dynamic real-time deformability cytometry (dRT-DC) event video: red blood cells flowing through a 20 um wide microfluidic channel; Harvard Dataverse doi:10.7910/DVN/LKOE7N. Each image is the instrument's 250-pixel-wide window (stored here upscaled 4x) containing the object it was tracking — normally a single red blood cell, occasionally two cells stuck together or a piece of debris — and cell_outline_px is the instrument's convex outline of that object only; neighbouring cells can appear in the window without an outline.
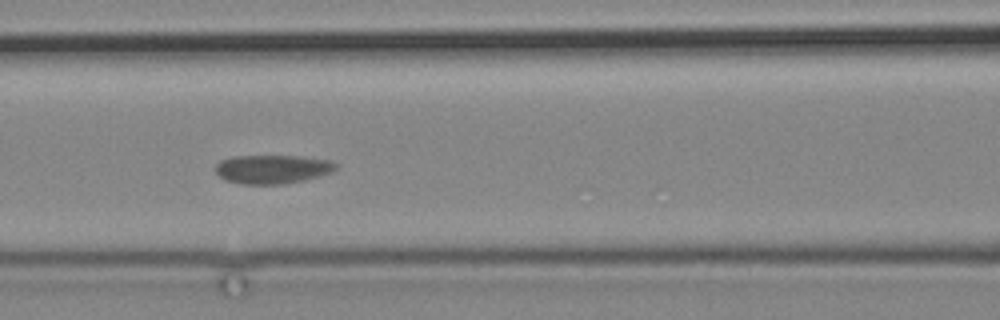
{"species": "common noctule bat (a hibernating species)", "species_latin": "Nyctalus noctula", "temperature_condition": "cold", "stored_images_in_passage": 5, "camera_frame_rate_fps": 3000, "um_per_image_px": 0.085, "animal": {"sex": "male", "body_mass_g": 19.2, "forearm_length_mm": 51.8}, "frame": {"image": 1, "passage_image": 3, "time_ms": 2.667, "image_size_px": [1000, 320], "cell_outline_px": [[336, 168], [332, 172], [304, 180], [284, 184], [240, 184], [224, 180], [216, 172], [216, 164], [220, 160], [232, 156], [300, 156], [328, 160], [336, 164]], "centroid_in_image_um": [23.11, 14.38], "position_along_channel_um": 143.5, "area_um2": 20.17}}
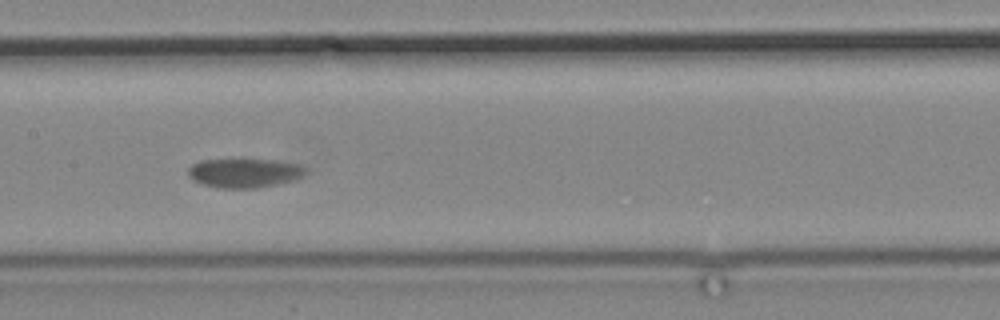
{"frame": {"image": 2, "passage_image": 4, "time_ms": 4.0, "image_size_px": [1000, 320], "cell_outline_px": [[308, 168], [296, 180], [256, 188], [216, 188], [192, 180], [188, 176], [188, 168], [192, 164], [200, 160], [276, 160], [300, 164]], "centroid_in_image_um": [20.76, 14.7], "position_along_channel_um": 186.6, "area_um2": 19.94}}
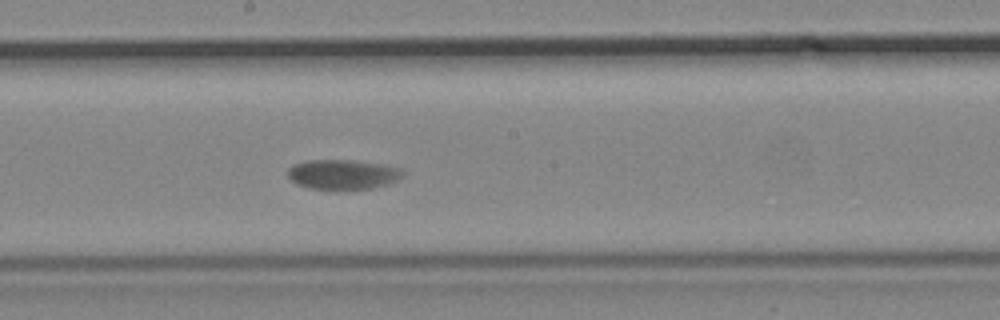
{"frame": {"image": 3, "passage_image": 5, "time_ms": 5.0, "image_size_px": [1000, 320], "cell_outline_px": [[404, 172], [396, 180], [388, 184], [372, 188], [308, 188], [296, 184], [288, 176], [288, 168], [292, 164], [308, 160], [352, 160], [384, 164], [400, 168]], "centroid_in_image_um": [29.11, 14.8], "position_along_channel_um": 219.1, "area_um2": 19.71}}